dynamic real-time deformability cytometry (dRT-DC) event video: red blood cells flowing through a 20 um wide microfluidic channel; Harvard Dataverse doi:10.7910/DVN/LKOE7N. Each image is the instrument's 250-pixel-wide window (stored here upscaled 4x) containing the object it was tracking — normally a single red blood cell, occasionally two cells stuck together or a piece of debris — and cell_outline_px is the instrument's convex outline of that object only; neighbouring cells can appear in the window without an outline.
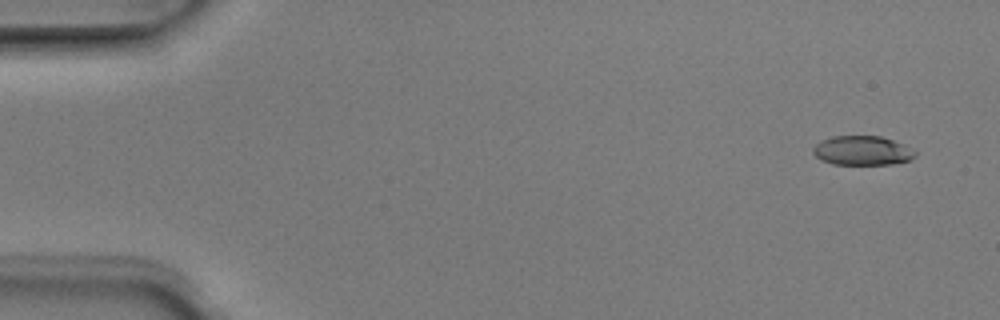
{"species": "Egyptian fruit bat (a non-hibernating species)", "species_latin": "Rousettus aegyptiacus", "temperature_condition": "room temperature", "stored_images_in_passage": 6, "camera_frame_rate_fps": 3000, "um_per_image_px": 0.085, "animal": {"sex": "male"}, "frame": {"image": 1, "passage_image": 1, "time_ms": 0.0, "image_size_px": [1000, 320], "cell_outline_px": [[916, 156], [908, 160], [892, 164], [832, 164], [820, 160], [812, 152], [812, 148], [816, 144], [832, 136], [880, 136], [904, 144], [912, 148], [916, 152]], "centroid_in_image_um": [73.29, 12.8], "position_along_channel_um": 11.7, "area_um2": 17.4}}
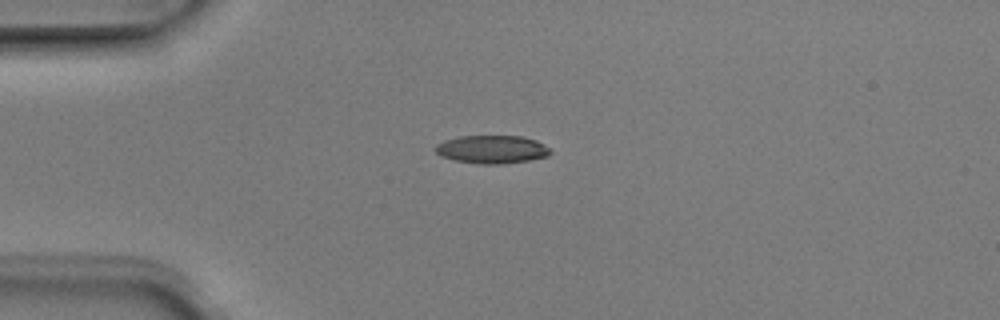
{"frame": {"image": 2, "passage_image": 4, "time_ms": 1.0, "image_size_px": [1000, 320], "cell_outline_px": [[552, 152], [548, 156], [528, 160], [500, 164], [480, 164], [456, 160], [440, 156], [432, 148], [436, 144], [444, 140], [460, 136], [520, 136], [536, 140], [552, 148]], "centroid_in_image_um": [41.81, 12.69], "position_along_channel_um": 43.2, "area_um2": 18.96}}
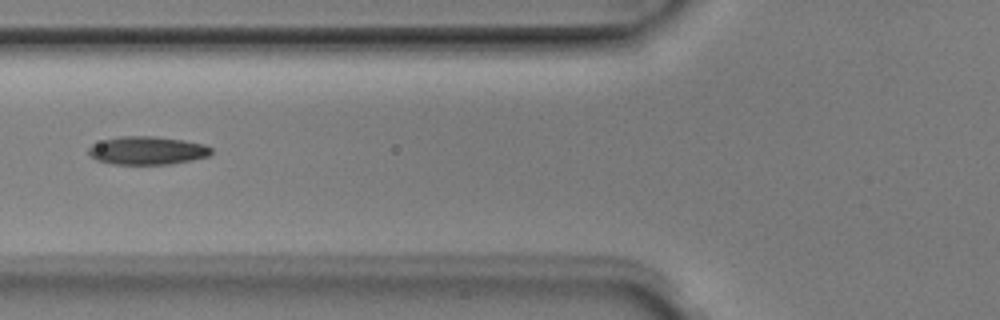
{"frame": {"image": 3, "passage_image": 6, "time_ms": 1.667, "image_size_px": [1000, 320], "cell_outline_px": [[212, 152], [208, 156], [192, 160], [172, 164], [112, 164], [96, 160], [88, 156], [88, 148], [92, 144], [104, 140], [120, 136], [156, 136], [184, 140], [204, 144], [212, 148]], "centroid_in_image_um": [12.5, 12.79], "position_along_channel_um": 113.3, "area_um2": 20.35}}